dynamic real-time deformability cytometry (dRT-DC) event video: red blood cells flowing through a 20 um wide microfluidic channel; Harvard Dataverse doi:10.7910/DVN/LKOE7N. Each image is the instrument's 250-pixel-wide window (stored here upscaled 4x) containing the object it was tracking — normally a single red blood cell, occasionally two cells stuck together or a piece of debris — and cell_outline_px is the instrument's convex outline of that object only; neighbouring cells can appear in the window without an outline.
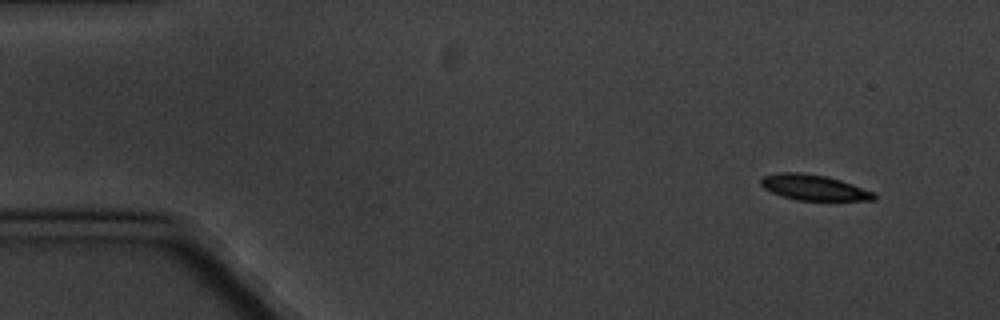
{"species": "common noctule bat (a hibernating species)", "species_latin": "Nyctalus noctula", "temperature_condition": "cold", "stored_images_in_passage": 8, "camera_frame_rate_fps": 3000, "um_per_image_px": 0.085, "animal": {"sex": "male", "body_mass_g": 20.1, "forearm_length_mm": 53.5}, "frame": {"image": 1, "passage_image": 1, "time_ms": 0.0, "image_size_px": [1000, 320], "cell_outline_px": [[876, 200], [796, 200], [772, 192], [764, 188], [760, 184], [760, 180], [764, 176], [780, 172], [800, 172], [824, 176], [840, 180], [876, 192]], "centroid_in_image_um": [69.2, 15.94], "position_along_channel_um": 15.8, "area_um2": 16.7}}
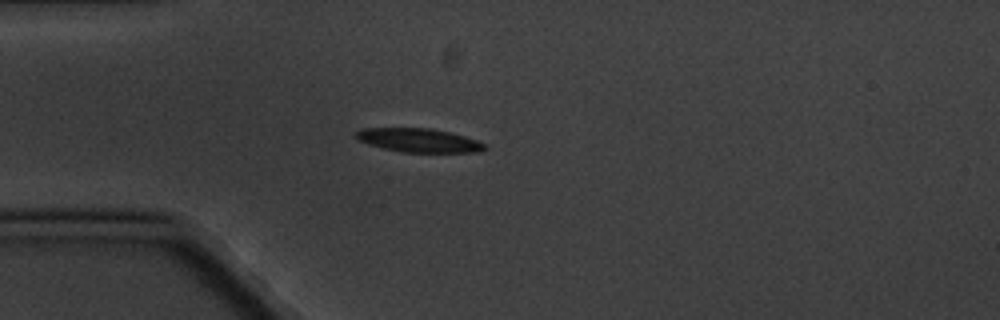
{"frame": {"image": 2, "passage_image": 4, "time_ms": 3.667, "image_size_px": [1000, 320], "cell_outline_px": [[488, 148], [476, 152], [400, 152], [368, 144], [360, 140], [356, 136], [356, 132], [364, 128], [428, 128], [448, 132], [464, 136], [476, 140], [484, 144]], "centroid_in_image_um": [35.6, 11.93], "position_along_channel_um": 49.4, "area_um2": 17.51}}